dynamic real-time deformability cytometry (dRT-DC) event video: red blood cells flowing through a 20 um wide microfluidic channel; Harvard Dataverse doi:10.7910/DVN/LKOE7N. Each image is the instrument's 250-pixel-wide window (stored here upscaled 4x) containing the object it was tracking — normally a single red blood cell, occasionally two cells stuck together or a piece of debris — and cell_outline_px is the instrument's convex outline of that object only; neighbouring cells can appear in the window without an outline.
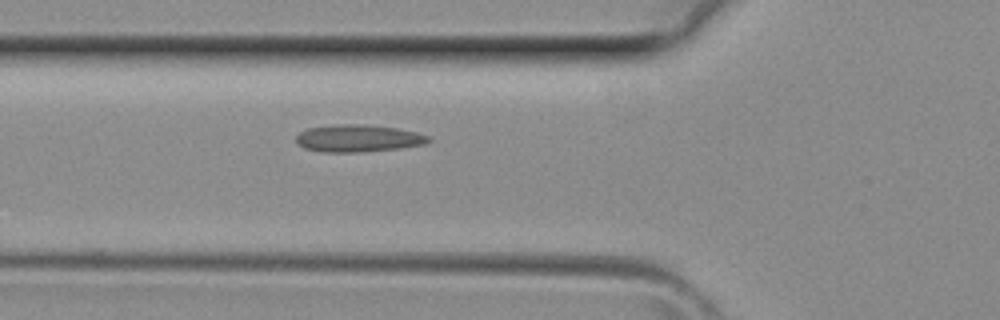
{"species": "common noctule bat (a hibernating species)", "species_latin": "Nyctalus noctula", "temperature_condition": "room temperature", "stored_images_in_passage": 2, "camera_frame_rate_fps": 3000, "um_per_image_px": 0.085, "animal": {"sex": "female", "body_mass_g": 29.2, "forearm_length_mm": 56.3}, "frame": {"image": 1, "passage_image": 2, "time_ms": 0.333, "image_size_px": [1000, 320], "cell_outline_px": [[432, 140], [424, 144], [400, 148], [360, 152], [320, 152], [304, 148], [296, 144], [296, 136], [300, 132], [308, 128], [340, 124], [364, 124], [396, 128], [416, 132], [428, 136]], "centroid_in_image_um": [30.41, 11.76], "position_along_channel_um": 95.4, "area_um2": 21.04}}